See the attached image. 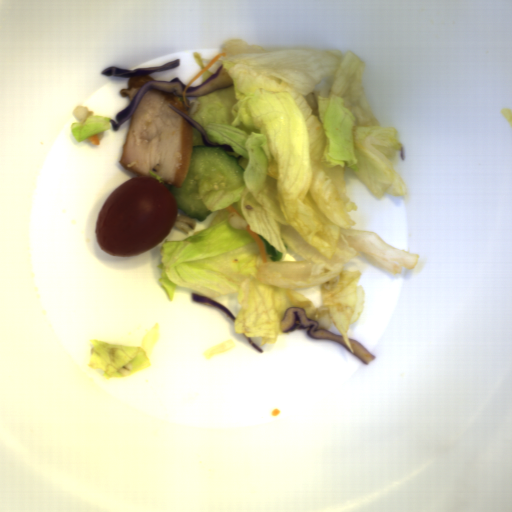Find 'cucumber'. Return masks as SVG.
Returning <instances> with one entry per match:
<instances>
[{
  "instance_id": "8b760119",
  "label": "cucumber",
  "mask_w": 512,
  "mask_h": 512,
  "mask_svg": "<svg viewBox=\"0 0 512 512\" xmlns=\"http://www.w3.org/2000/svg\"><path fill=\"white\" fill-rule=\"evenodd\" d=\"M244 172L238 159L223 147L193 145L182 187L163 184L175 199L178 210L203 222L215 211L207 208L201 198L202 182L222 189H239L244 185Z\"/></svg>"
}]
</instances>
